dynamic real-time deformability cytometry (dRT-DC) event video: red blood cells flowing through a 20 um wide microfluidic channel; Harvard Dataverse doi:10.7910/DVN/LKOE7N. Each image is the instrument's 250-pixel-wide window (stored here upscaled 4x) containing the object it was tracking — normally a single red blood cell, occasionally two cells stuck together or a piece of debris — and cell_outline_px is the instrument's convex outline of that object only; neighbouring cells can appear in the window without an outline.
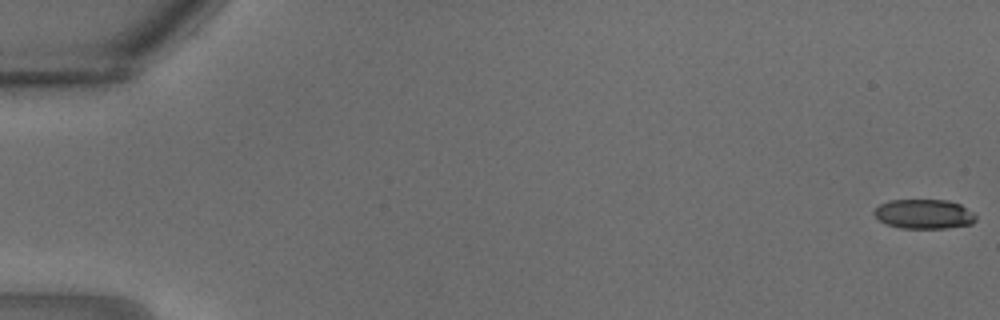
{"species": "common noctule bat (a hibernating species)", "species_latin": "Nyctalus noctula", "temperature_condition": "warm", "stored_images_in_passage": 11, "camera_frame_rate_fps": 3000, "um_per_image_px": 0.085, "animal": {"sex": "male", "body_mass_g": 18.8}, "frame": {"image": 1, "passage_image": 1, "time_ms": 0.0, "image_size_px": [1000, 320], "cell_outline_px": [[976, 220], [972, 224], [944, 228], [900, 228], [888, 224], [880, 220], [872, 212], [880, 204], [888, 200], [948, 200], [960, 204], [972, 212], [976, 216]], "centroid_in_image_um": [78.54, 18.19], "position_along_channel_um": 6.5, "area_um2": 17.4}}
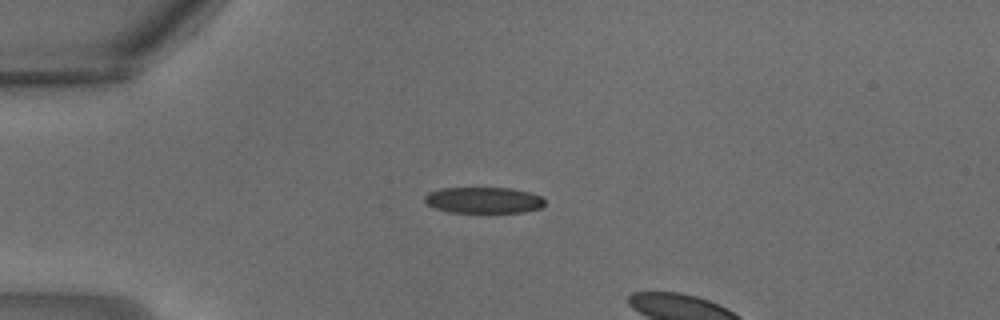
{"frame": {"image": 2, "passage_image": 9, "time_ms": 2.667, "image_size_px": [1000, 320], "cell_outline_px": [[544, 204], [540, 208], [524, 212], [448, 212], [436, 208], [428, 204], [424, 200], [424, 196], [428, 192], [440, 188], [512, 188], [532, 192], [540, 196], [544, 200]], "centroid_in_image_um": [41.11, 17.0], "position_along_channel_um": 43.9, "area_um2": 18.32}}